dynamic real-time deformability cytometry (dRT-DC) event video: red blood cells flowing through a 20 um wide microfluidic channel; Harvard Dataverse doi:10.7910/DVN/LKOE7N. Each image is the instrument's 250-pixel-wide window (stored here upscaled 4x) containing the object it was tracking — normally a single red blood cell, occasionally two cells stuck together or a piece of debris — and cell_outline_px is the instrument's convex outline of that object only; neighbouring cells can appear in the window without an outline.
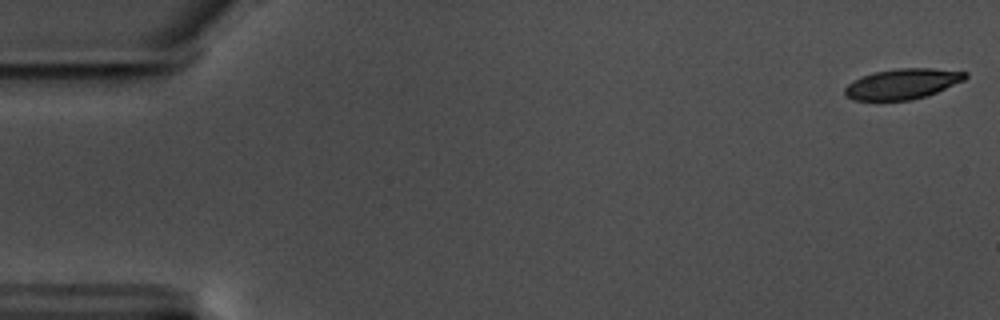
{"species": "common noctule bat (a hibernating species)", "species_latin": "Nyctalus noctula", "temperature_condition": "warm", "stored_images_in_passage": 10, "camera_frame_rate_fps": 3000, "um_per_image_px": 0.085, "animal": {"sex": "male", "body_mass_g": 17.5, "forearm_length_mm": 52.3}, "frame": {"image": 1, "passage_image": 1, "time_ms": 0.0, "image_size_px": [1000, 320], "cell_outline_px": [[968, 76], [964, 80], [928, 96], [912, 100], [852, 100], [844, 96], [844, 88], [848, 84], [872, 72], [900, 68], [932, 68], [968, 72]], "centroid_in_image_um": [76.72, 7.13], "position_along_channel_um": 8.3, "area_um2": 21.39}}